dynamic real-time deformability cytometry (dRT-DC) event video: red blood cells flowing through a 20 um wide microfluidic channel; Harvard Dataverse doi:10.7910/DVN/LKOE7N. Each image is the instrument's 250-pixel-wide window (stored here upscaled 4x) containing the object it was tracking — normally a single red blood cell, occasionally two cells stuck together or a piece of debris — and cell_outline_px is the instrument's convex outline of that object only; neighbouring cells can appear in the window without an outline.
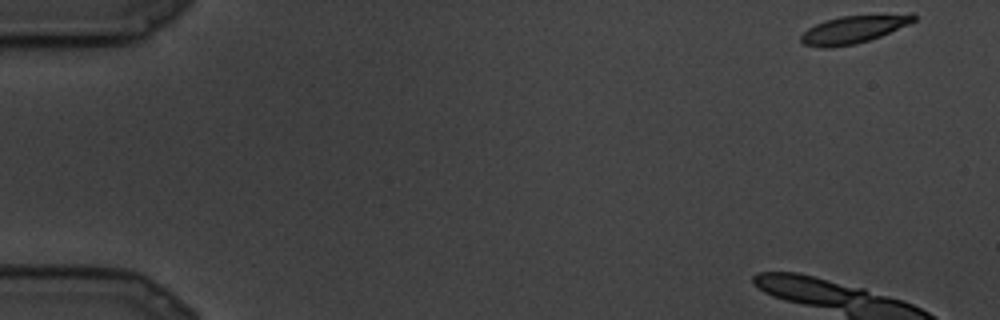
{"species": "common noctule bat (a hibernating species)", "species_latin": "Nyctalus noctula", "temperature_condition": "cold", "stored_images_in_passage": 7, "camera_frame_rate_fps": 3000, "um_per_image_px": 0.085, "animal": {"sex": "male", "body_mass_g": 19.5, "forearm_length_mm": 54.6}, "frame": {"image": 1, "passage_image": 1, "time_ms": 0.0, "image_size_px": [1000, 320], "cell_outline_px": [[916, 20], [908, 24], [880, 36], [856, 44], [828, 48], [820, 48], [804, 44], [800, 40], [800, 36], [808, 28], [816, 24], [840, 16], [912, 12], [916, 12]], "centroid_in_image_um": [72.6, 2.47], "position_along_channel_um": 12.4, "area_um2": 18.44}}